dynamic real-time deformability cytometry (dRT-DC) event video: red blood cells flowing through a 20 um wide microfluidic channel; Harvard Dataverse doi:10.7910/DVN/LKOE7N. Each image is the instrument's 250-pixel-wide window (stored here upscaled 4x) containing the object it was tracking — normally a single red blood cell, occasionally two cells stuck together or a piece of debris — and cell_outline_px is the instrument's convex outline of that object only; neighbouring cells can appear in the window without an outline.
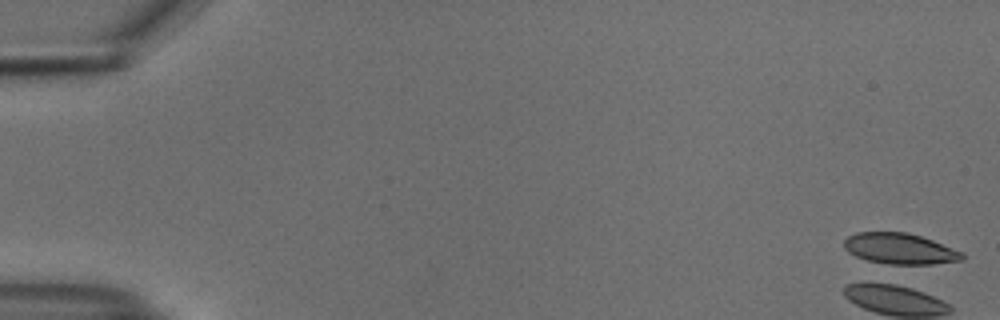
{"species": "common noctule bat (a hibernating species)", "species_latin": "Nyctalus noctula", "temperature_condition": "cold", "stored_images_in_passage": 2, "camera_frame_rate_fps": 3000, "um_per_image_px": 0.085, "animal": {"sex": "male", "body_mass_g": 18.8}, "frame": {"image": 1, "passage_image": 1, "time_ms": 0.0, "image_size_px": [1000, 320], "cell_outline_px": [[964, 260], [932, 264], [896, 268], [868, 260], [856, 256], [848, 252], [844, 248], [844, 240], [848, 236], [856, 232], [908, 232], [932, 240], [964, 252]], "centroid_in_image_um": [76.5, 21.18], "position_along_channel_um": 8.5, "area_um2": 22.08}}